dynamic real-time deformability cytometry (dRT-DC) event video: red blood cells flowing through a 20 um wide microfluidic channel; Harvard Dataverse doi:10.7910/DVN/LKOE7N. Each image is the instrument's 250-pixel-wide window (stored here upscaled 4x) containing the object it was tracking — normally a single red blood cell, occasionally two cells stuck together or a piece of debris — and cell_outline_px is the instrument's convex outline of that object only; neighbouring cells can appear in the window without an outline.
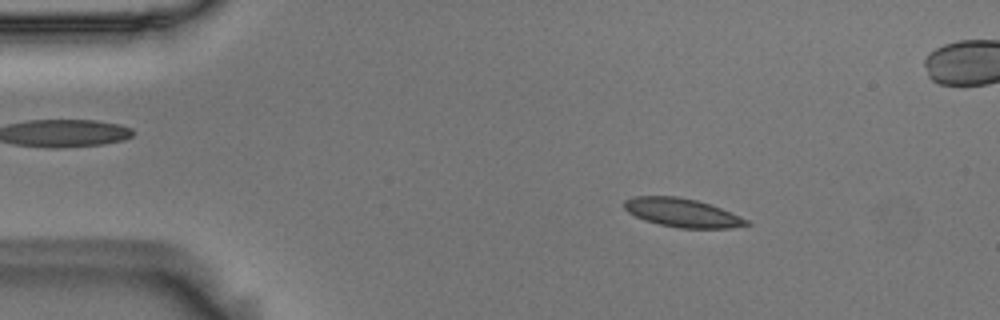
{"species": "Egyptian fruit bat (a non-hibernating species)", "species_latin": "Rousettus aegyptiacus", "temperature_condition": "room temperature", "stored_images_in_passage": 4, "camera_frame_rate_fps": 3000, "um_per_image_px": 0.085, "animal": {"sex": "male"}, "frame": {"image": 1, "passage_image": 2, "time_ms": 0.333, "image_size_px": [1000, 320], "cell_outline_px": [[752, 224], [732, 228], [680, 228], [660, 224], [644, 220], [628, 212], [624, 208], [624, 200], [632, 196], [676, 196], [696, 200], [720, 208], [740, 216], [748, 220]], "centroid_in_image_um": [57.98, 18.08], "position_along_channel_um": 27.0, "area_um2": 20.29}}